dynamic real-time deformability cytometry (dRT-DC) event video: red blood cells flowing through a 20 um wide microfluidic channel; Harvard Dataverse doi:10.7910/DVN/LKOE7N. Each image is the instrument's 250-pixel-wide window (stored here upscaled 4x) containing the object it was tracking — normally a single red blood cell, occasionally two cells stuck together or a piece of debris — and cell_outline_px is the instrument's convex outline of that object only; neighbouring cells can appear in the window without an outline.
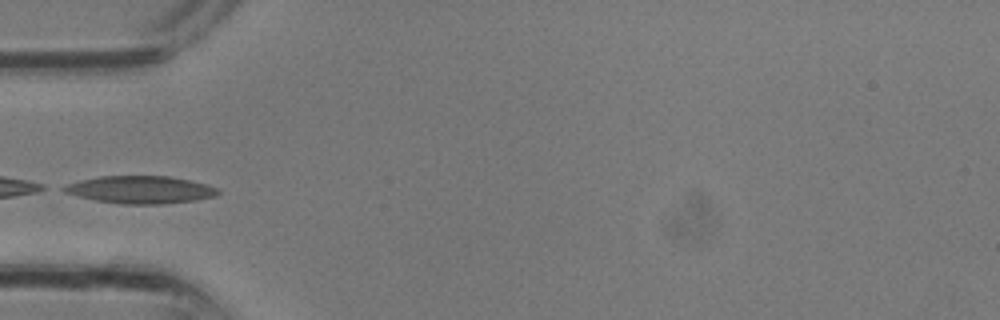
{"species": "common noctule bat (a hibernating species)", "species_latin": "Nyctalus noctula", "temperature_condition": "room temperature", "stored_images_in_passage": 4, "camera_frame_rate_fps": 3000, "um_per_image_px": 0.085, "animal": {"sex": "male", "body_mass_g": 13.3}, "frame": {"image": 1, "passage_image": 1, "time_ms": 0.0, "image_size_px": [1000, 320], "cell_outline_px": [[220, 192], [216, 196], [192, 200], [160, 204], [120, 204], [96, 200], [64, 192], [60, 188], [68, 184], [80, 180], [100, 176], [168, 176], [208, 184], [216, 188]], "centroid_in_image_um": [11.93, 16.12], "position_along_channel_um": 73.1, "area_um2": 24.45}}
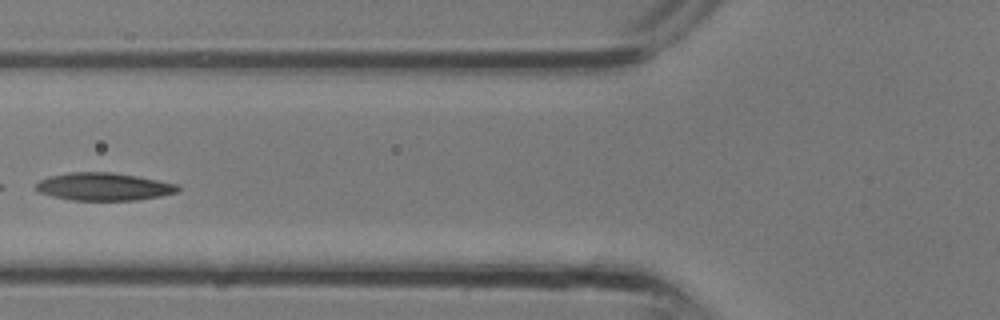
{"frame": {"image": 2, "passage_image": 3, "time_ms": 0.667, "image_size_px": [1000, 320], "cell_outline_px": [[180, 192], [140, 200], [72, 200], [52, 196], [40, 192], [36, 188], [36, 184], [40, 180], [48, 176], [68, 172], [112, 172], [136, 176], [180, 184]], "centroid_in_image_um": [8.86, 15.86], "position_along_channel_um": 116.9, "area_um2": 23.06}}